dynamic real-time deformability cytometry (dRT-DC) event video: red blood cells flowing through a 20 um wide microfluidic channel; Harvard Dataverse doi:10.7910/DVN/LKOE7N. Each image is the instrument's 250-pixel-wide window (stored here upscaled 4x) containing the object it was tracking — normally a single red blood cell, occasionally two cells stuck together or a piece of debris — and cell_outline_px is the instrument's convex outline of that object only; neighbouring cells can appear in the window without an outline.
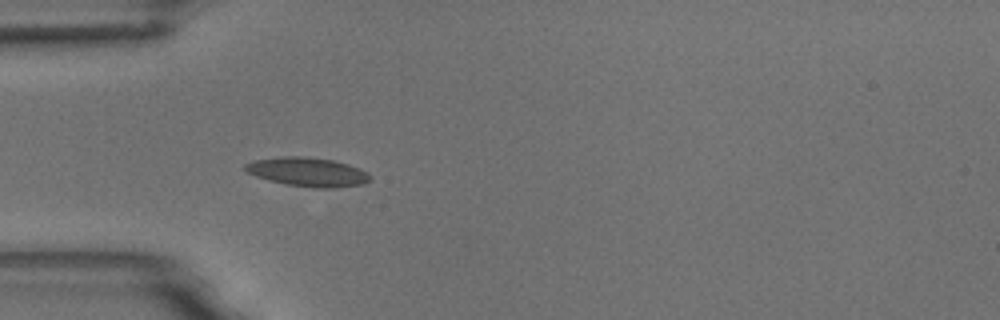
{"species": "common noctule bat (a hibernating species)", "species_latin": "Nyctalus noctula", "temperature_condition": "room temperature", "stored_images_in_passage": 4, "camera_frame_rate_fps": 3000, "um_per_image_px": 0.085, "animal": {"sex": "male", "body_mass_g": 18.8}, "frame": {"image": 1, "passage_image": 4, "time_ms": 4.333, "image_size_px": [1000, 320], "cell_outline_px": [[372, 176], [364, 184], [336, 188], [312, 188], [284, 184], [268, 180], [256, 176], [248, 172], [244, 168], [244, 164], [256, 160], [280, 156], [304, 156], [332, 160], [348, 164], [360, 168], [368, 172]], "centroid_in_image_um": [26.18, 14.62], "position_along_channel_um": 58.8, "area_um2": 21.27}}